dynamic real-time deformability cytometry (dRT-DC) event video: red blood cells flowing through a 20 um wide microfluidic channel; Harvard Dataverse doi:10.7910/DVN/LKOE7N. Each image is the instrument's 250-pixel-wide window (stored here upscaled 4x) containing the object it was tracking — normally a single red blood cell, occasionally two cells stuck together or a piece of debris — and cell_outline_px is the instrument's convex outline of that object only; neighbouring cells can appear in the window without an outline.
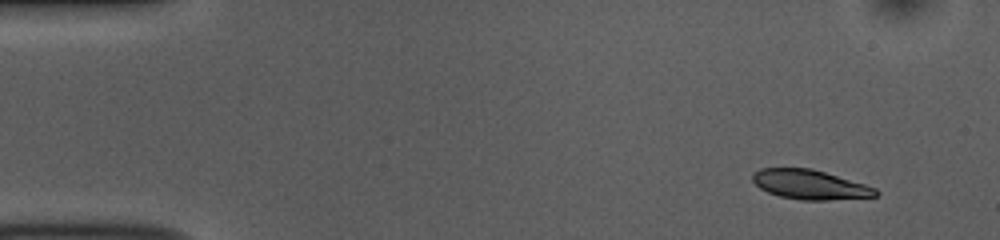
{"species": "common noctule bat (a hibernating species)", "species_latin": "Nyctalus noctula", "temperature_condition": "room temperature", "stored_images_in_passage": 48, "camera_frame_rate_fps": 3000, "um_per_image_px": 0.085, "animal": {"sex": "female", "body_mass_g": 10.0, "forearm_length_mm": 53.1}, "frame": {"image": 1, "passage_image": 1, "time_ms": 0.0, "image_size_px": [1000, 240], "cell_outline_px": [[880, 192], [876, 196], [828, 200], [800, 200], [780, 196], [768, 192], [760, 188], [752, 180], [752, 172], [760, 168], [812, 168], [864, 184], [876, 188]], "centroid_in_image_um": [68.82, 15.68], "position_along_channel_um": 16.2, "area_um2": 21.1}}
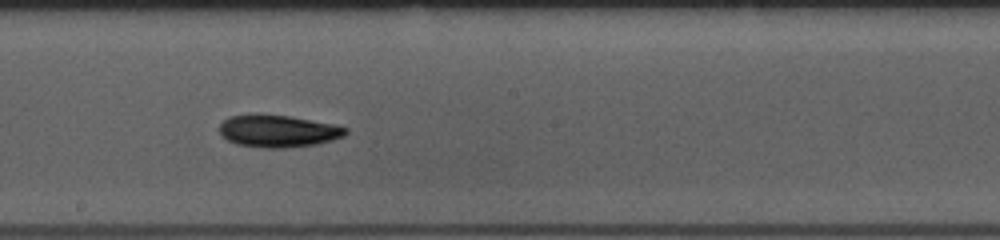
{"frame": {"image": 2, "passage_image": 25, "time_ms": 8.0, "image_size_px": [1000, 240], "cell_outline_px": [[348, 132], [344, 136], [332, 140], [316, 144], [284, 148], [264, 148], [236, 144], [220, 136], [220, 124], [228, 116], [256, 112], [260, 112], [288, 116], [336, 124], [348, 128]], "centroid_in_image_um": [23.61, 11.11], "position_along_channel_um": 224.6, "area_um2": 24.28}}
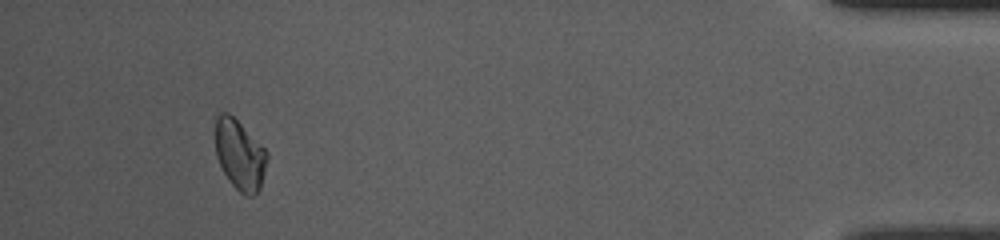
{"frame": {"image": 3, "passage_image": 45, "time_ms": 14.667, "image_size_px": [1000, 240], "cell_outline_px": [[268, 160], [260, 188], [252, 196], [244, 196], [228, 180], [216, 156], [216, 116], [220, 112], [228, 112], [268, 152]], "centroid_in_image_um": [20.38, 13.18], "position_along_channel_um": 414.8, "area_um2": 20.87}, "authors_computed_cell_mechanics": {"area_um2": 21.9929, "velocity_mm_per_s": 3.8337, "shape_relaxation_time_tau1_ms": 3.1895, "shape_relaxation_time_tau2_ms": null, "deformation_change_tau1": 0.1049, "deformation_change_tau2": null}}